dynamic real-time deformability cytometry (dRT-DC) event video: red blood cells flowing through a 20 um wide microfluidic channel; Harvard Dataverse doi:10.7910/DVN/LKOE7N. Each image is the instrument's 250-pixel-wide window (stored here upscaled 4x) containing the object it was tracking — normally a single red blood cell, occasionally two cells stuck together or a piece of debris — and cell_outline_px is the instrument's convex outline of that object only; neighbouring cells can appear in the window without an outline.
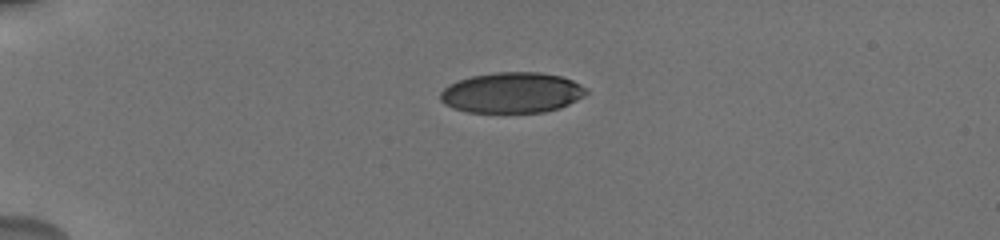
{"species": "human", "species_latin": "Homo sapiens", "temperature_condition": "cold", "stored_images_in_passage": 5, "camera_frame_rate_fps": 3000, "um_per_image_px": 0.085, "donor": {"sex": "male"}, "frame": {"image": 1, "passage_image": 1, "time_ms": 0.0, "image_size_px": [1000, 240], "cell_outline_px": [[588, 92], [584, 96], [560, 108], [544, 112], [468, 112], [452, 108], [444, 104], [440, 100], [440, 92], [448, 84], [472, 76], [496, 72], [540, 72], [560, 76], [572, 80], [588, 88]], "centroid_in_image_um": [43.51, 7.88], "position_along_channel_um": 41.5, "area_um2": 34.56}}
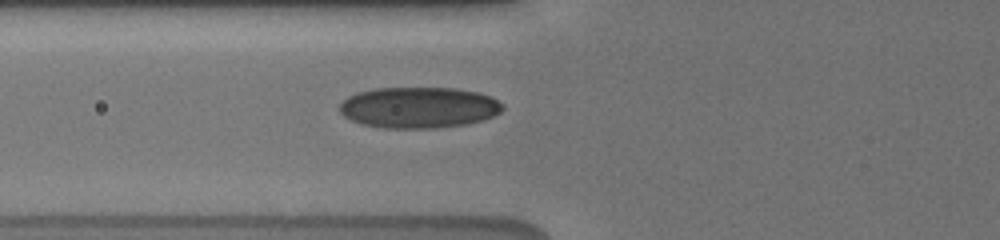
{"frame": {"image": 2, "passage_image": 5, "time_ms": 2.667, "image_size_px": [1000, 240], "cell_outline_px": [[504, 108], [500, 112], [484, 120], [468, 124], [432, 128], [384, 128], [360, 124], [344, 116], [340, 112], [340, 104], [348, 96], [356, 92], [376, 88], [452, 88], [480, 92], [492, 96], [504, 104]], "centroid_in_image_um": [35.62, 9.13], "position_along_channel_um": 90.2, "area_um2": 39.3}}